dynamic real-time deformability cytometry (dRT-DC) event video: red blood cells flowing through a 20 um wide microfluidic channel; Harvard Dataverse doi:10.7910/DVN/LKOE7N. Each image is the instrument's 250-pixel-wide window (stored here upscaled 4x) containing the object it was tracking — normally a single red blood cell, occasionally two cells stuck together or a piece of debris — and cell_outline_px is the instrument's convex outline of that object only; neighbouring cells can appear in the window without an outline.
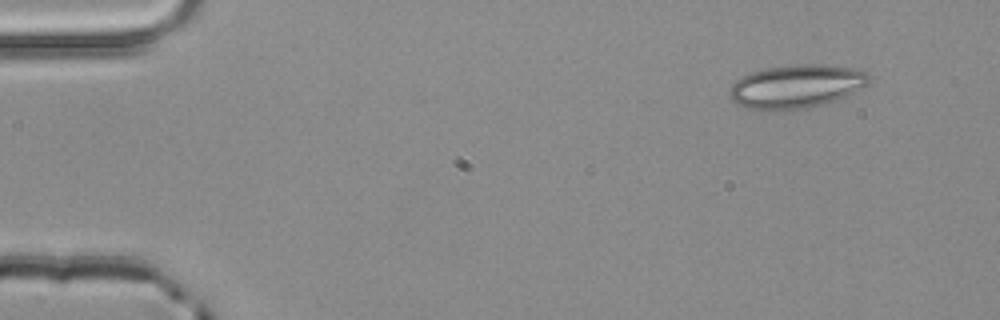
{"species": "common noctule bat (a hibernating species)", "species_latin": "Nyctalus noctula", "temperature_condition": "room temperature", "stored_images_in_passage": 5, "camera_frame_rate_fps": 3000, "um_per_image_px": 0.085, "animal": {"sex": "male", "body_mass_g": 20.4}, "frame": {"image": 1, "passage_image": 2, "time_ms": 0.333, "image_size_px": [1000, 320], "cell_outline_px": [[872, 80], [868, 84], [844, 96], [824, 104], [808, 108], [776, 112], [772, 112], [748, 108], [736, 104], [728, 96], [728, 92], [732, 84], [740, 76], [764, 68], [792, 64], [816, 64], [852, 68], [868, 72], [872, 76]], "centroid_in_image_um": [67.64, 7.36], "position_along_channel_um": 17.4, "area_um2": 35.89}}
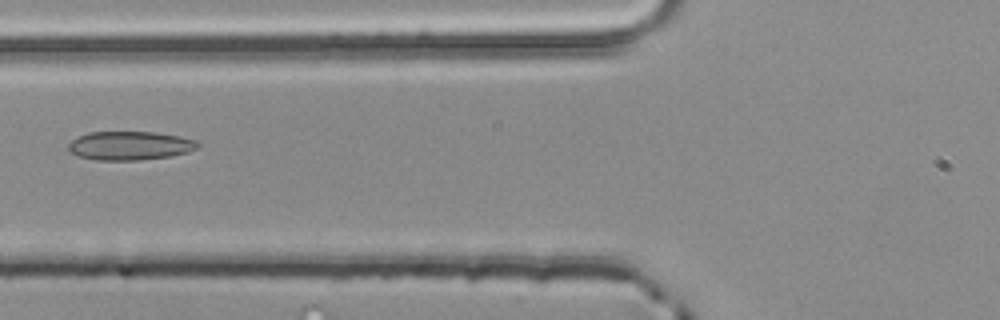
{"frame": {"image": 2, "passage_image": 5, "time_ms": 1.333, "image_size_px": [1000, 320], "cell_outline_px": [[200, 148], [188, 152], [168, 156], [140, 160], [96, 160], [80, 156], [72, 152], [68, 148], [68, 144], [72, 140], [88, 132], [152, 132], [180, 136], [196, 140], [200, 144]], "centroid_in_image_um": [11.08, 12.38], "position_along_channel_um": 114.7, "area_um2": 21.56}}